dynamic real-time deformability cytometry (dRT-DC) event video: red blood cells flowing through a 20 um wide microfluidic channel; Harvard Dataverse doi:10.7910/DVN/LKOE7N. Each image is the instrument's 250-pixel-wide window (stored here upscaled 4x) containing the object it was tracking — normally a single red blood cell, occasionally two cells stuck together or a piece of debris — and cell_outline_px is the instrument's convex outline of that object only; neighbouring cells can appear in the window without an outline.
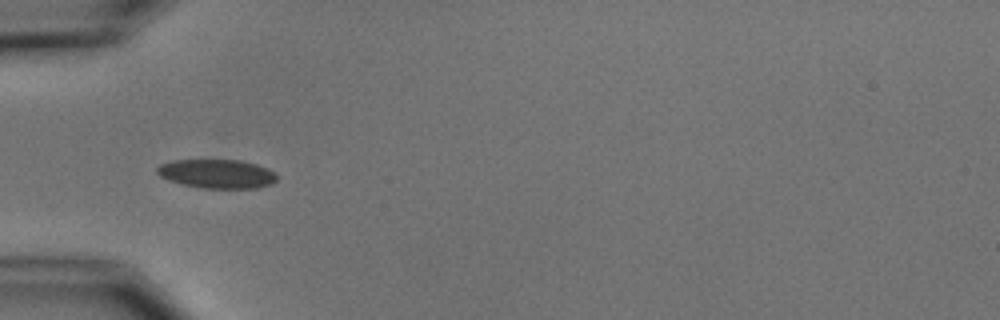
{"species": "common noctule bat (a hibernating species)", "species_latin": "Nyctalus noctula", "temperature_condition": "cold", "stored_images_in_passage": 5, "camera_frame_rate_fps": 3000, "um_per_image_px": 0.085, "animal": {"sex": "male", "body_mass_g": 15.6}, "frame": {"image": 1, "passage_image": 1, "time_ms": 0.0, "image_size_px": [1000, 320], "cell_outline_px": [[276, 180], [272, 184], [256, 188], [204, 188], [180, 184], [168, 180], [160, 176], [156, 172], [156, 168], [160, 164], [172, 160], [240, 160], [256, 164], [268, 168], [276, 172]], "centroid_in_image_um": [18.44, 14.77], "position_along_channel_um": 66.6, "area_um2": 20.35}}
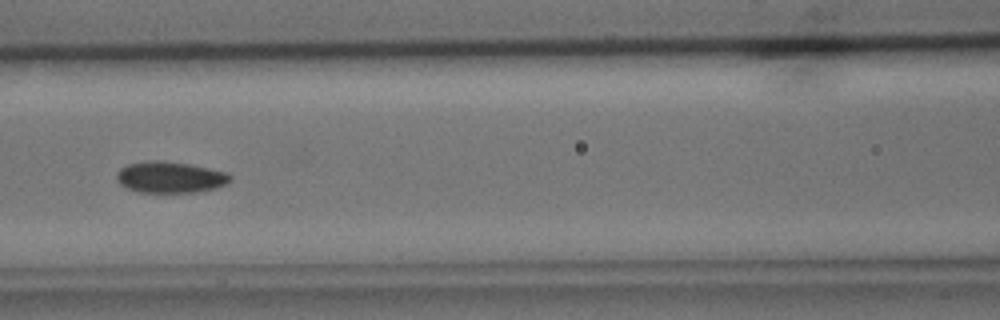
{"frame": {"image": 2, "passage_image": 3, "time_ms": 2.333, "image_size_px": [1000, 320], "cell_outline_px": [[232, 180], [228, 184], [216, 188], [196, 192], [140, 192], [128, 188], [120, 184], [116, 180], [116, 172], [120, 168], [128, 164], [148, 160], [160, 160], [188, 164], [228, 172], [232, 176]], "centroid_in_image_um": [14.48, 15.06], "position_along_channel_um": 152.1, "area_um2": 20.87}}
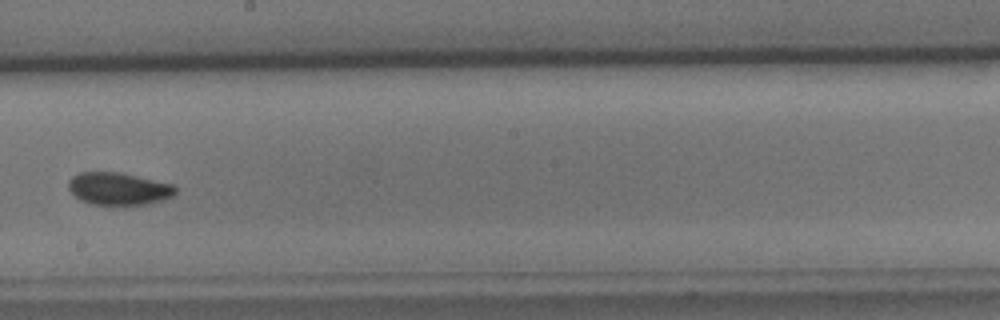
{"frame": {"image": 3, "passage_image": 5, "time_ms": 4.667, "image_size_px": [1000, 320], "cell_outline_px": [[176, 192], [172, 196], [164, 200], [152, 204], [124, 208], [116, 208], [92, 204], [80, 200], [68, 188], [68, 180], [72, 176], [80, 172], [120, 172], [176, 184]], "centroid_in_image_um": [10.13, 16.09], "position_along_channel_um": 238.1, "area_um2": 21.39}}